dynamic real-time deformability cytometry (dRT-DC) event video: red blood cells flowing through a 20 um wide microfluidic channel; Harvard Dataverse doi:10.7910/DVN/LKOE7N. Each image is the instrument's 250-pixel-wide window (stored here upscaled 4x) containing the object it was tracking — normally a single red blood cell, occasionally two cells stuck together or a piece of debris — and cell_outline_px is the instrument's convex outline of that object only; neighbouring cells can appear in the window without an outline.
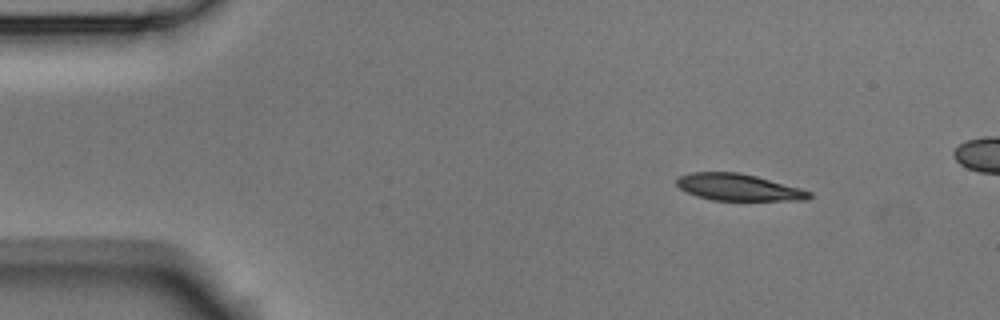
{"species": "Egyptian fruit bat (a non-hibernating species)", "species_latin": "Rousettus aegyptiacus", "temperature_condition": "room temperature", "stored_images_in_passage": 4, "camera_frame_rate_fps": 3000, "um_per_image_px": 0.085, "animal": {"sex": "male"}, "frame": {"image": 1, "passage_image": 1, "time_ms": 0.0, "image_size_px": [1000, 320], "cell_outline_px": [[812, 196], [808, 200], [712, 200], [696, 196], [680, 188], [676, 184], [676, 176], [688, 172], [740, 172], [756, 176], [800, 188], [812, 192]], "centroid_in_image_um": [62.73, 15.91], "position_along_channel_um": 22.3, "area_um2": 20.75}}